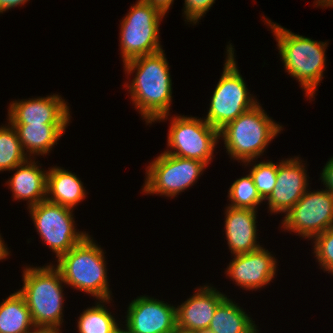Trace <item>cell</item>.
Wrapping results in <instances>:
<instances>
[{"label": "cell", "instance_id": "1", "mask_svg": "<svg viewBox=\"0 0 333 333\" xmlns=\"http://www.w3.org/2000/svg\"><path fill=\"white\" fill-rule=\"evenodd\" d=\"M124 70L127 75L137 70L131 84L127 82L125 87L146 123L167 119L172 104V79L164 50L127 61Z\"/></svg>", "mask_w": 333, "mask_h": 333}, {"label": "cell", "instance_id": "2", "mask_svg": "<svg viewBox=\"0 0 333 333\" xmlns=\"http://www.w3.org/2000/svg\"><path fill=\"white\" fill-rule=\"evenodd\" d=\"M264 20L276 37L285 71L300 82L309 99L314 98L317 86L323 79L328 44L295 34L268 18Z\"/></svg>", "mask_w": 333, "mask_h": 333}, {"label": "cell", "instance_id": "3", "mask_svg": "<svg viewBox=\"0 0 333 333\" xmlns=\"http://www.w3.org/2000/svg\"><path fill=\"white\" fill-rule=\"evenodd\" d=\"M87 235L69 252L61 255L56 268L60 271L64 285L73 286L99 300H112L107 280L104 251Z\"/></svg>", "mask_w": 333, "mask_h": 333}, {"label": "cell", "instance_id": "4", "mask_svg": "<svg viewBox=\"0 0 333 333\" xmlns=\"http://www.w3.org/2000/svg\"><path fill=\"white\" fill-rule=\"evenodd\" d=\"M23 287L18 290L29 308L35 326L60 329L63 321V287L55 265L27 267L23 270Z\"/></svg>", "mask_w": 333, "mask_h": 333}, {"label": "cell", "instance_id": "5", "mask_svg": "<svg viewBox=\"0 0 333 333\" xmlns=\"http://www.w3.org/2000/svg\"><path fill=\"white\" fill-rule=\"evenodd\" d=\"M268 116L258 103L219 130V137L223 138L231 158L249 165L263 155L272 139L283 130Z\"/></svg>", "mask_w": 333, "mask_h": 333}, {"label": "cell", "instance_id": "6", "mask_svg": "<svg viewBox=\"0 0 333 333\" xmlns=\"http://www.w3.org/2000/svg\"><path fill=\"white\" fill-rule=\"evenodd\" d=\"M226 50L227 56L221 78L210 100L207 116L203 118L217 130L259 103L248 92L244 78L237 68L234 48L230 44Z\"/></svg>", "mask_w": 333, "mask_h": 333}, {"label": "cell", "instance_id": "7", "mask_svg": "<svg viewBox=\"0 0 333 333\" xmlns=\"http://www.w3.org/2000/svg\"><path fill=\"white\" fill-rule=\"evenodd\" d=\"M121 21L120 50L123 63L162 49L159 25L163 15L145 0H137Z\"/></svg>", "mask_w": 333, "mask_h": 333}, {"label": "cell", "instance_id": "8", "mask_svg": "<svg viewBox=\"0 0 333 333\" xmlns=\"http://www.w3.org/2000/svg\"><path fill=\"white\" fill-rule=\"evenodd\" d=\"M206 167L207 165L199 160L163 152L147 166L142 191L146 194L175 197L192 186Z\"/></svg>", "mask_w": 333, "mask_h": 333}, {"label": "cell", "instance_id": "9", "mask_svg": "<svg viewBox=\"0 0 333 333\" xmlns=\"http://www.w3.org/2000/svg\"><path fill=\"white\" fill-rule=\"evenodd\" d=\"M167 145V154L188 159H195L208 165L215 146L219 142V130L209 125L202 118L176 116L171 117ZM202 119V120H201ZM172 149V150H171ZM176 150V151H175Z\"/></svg>", "mask_w": 333, "mask_h": 333}, {"label": "cell", "instance_id": "10", "mask_svg": "<svg viewBox=\"0 0 333 333\" xmlns=\"http://www.w3.org/2000/svg\"><path fill=\"white\" fill-rule=\"evenodd\" d=\"M28 209L37 232L57 259L88 235L86 232L76 231L71 208L46 199Z\"/></svg>", "mask_w": 333, "mask_h": 333}, {"label": "cell", "instance_id": "11", "mask_svg": "<svg viewBox=\"0 0 333 333\" xmlns=\"http://www.w3.org/2000/svg\"><path fill=\"white\" fill-rule=\"evenodd\" d=\"M308 190L281 223L283 229L311 240L333 227V193L326 188L313 192Z\"/></svg>", "mask_w": 333, "mask_h": 333}, {"label": "cell", "instance_id": "12", "mask_svg": "<svg viewBox=\"0 0 333 333\" xmlns=\"http://www.w3.org/2000/svg\"><path fill=\"white\" fill-rule=\"evenodd\" d=\"M125 316L133 333H171L177 327L176 307L149 296L132 300Z\"/></svg>", "mask_w": 333, "mask_h": 333}, {"label": "cell", "instance_id": "13", "mask_svg": "<svg viewBox=\"0 0 333 333\" xmlns=\"http://www.w3.org/2000/svg\"><path fill=\"white\" fill-rule=\"evenodd\" d=\"M305 169L299 157L278 163L276 184L266 199L270 213L286 214L302 198L309 185Z\"/></svg>", "mask_w": 333, "mask_h": 333}, {"label": "cell", "instance_id": "14", "mask_svg": "<svg viewBox=\"0 0 333 333\" xmlns=\"http://www.w3.org/2000/svg\"><path fill=\"white\" fill-rule=\"evenodd\" d=\"M277 259L266 248L234 255L226 274L240 288L257 290L269 284L276 273Z\"/></svg>", "mask_w": 333, "mask_h": 333}, {"label": "cell", "instance_id": "15", "mask_svg": "<svg viewBox=\"0 0 333 333\" xmlns=\"http://www.w3.org/2000/svg\"><path fill=\"white\" fill-rule=\"evenodd\" d=\"M66 103L57 94L13 101L8 120L11 124H69L71 115Z\"/></svg>", "mask_w": 333, "mask_h": 333}, {"label": "cell", "instance_id": "16", "mask_svg": "<svg viewBox=\"0 0 333 333\" xmlns=\"http://www.w3.org/2000/svg\"><path fill=\"white\" fill-rule=\"evenodd\" d=\"M195 292L176 307L177 327L181 329L200 331L209 328L217 306L227 297L216 288L206 285Z\"/></svg>", "mask_w": 333, "mask_h": 333}, {"label": "cell", "instance_id": "17", "mask_svg": "<svg viewBox=\"0 0 333 333\" xmlns=\"http://www.w3.org/2000/svg\"><path fill=\"white\" fill-rule=\"evenodd\" d=\"M252 209L227 206L225 211V235L233 255L249 253L261 248L257 244L256 213Z\"/></svg>", "mask_w": 333, "mask_h": 333}, {"label": "cell", "instance_id": "18", "mask_svg": "<svg viewBox=\"0 0 333 333\" xmlns=\"http://www.w3.org/2000/svg\"><path fill=\"white\" fill-rule=\"evenodd\" d=\"M40 167L34 159L28 158L13 169L16 172L7 181L14 200H28V208L46 200L47 171Z\"/></svg>", "mask_w": 333, "mask_h": 333}, {"label": "cell", "instance_id": "19", "mask_svg": "<svg viewBox=\"0 0 333 333\" xmlns=\"http://www.w3.org/2000/svg\"><path fill=\"white\" fill-rule=\"evenodd\" d=\"M47 171V196L50 202L74 209L84 198L86 190L82 181L62 167H51Z\"/></svg>", "mask_w": 333, "mask_h": 333}, {"label": "cell", "instance_id": "20", "mask_svg": "<svg viewBox=\"0 0 333 333\" xmlns=\"http://www.w3.org/2000/svg\"><path fill=\"white\" fill-rule=\"evenodd\" d=\"M27 156L46 155L64 134L68 124H12ZM26 150V151H25ZM28 152V153H27ZM33 154V155H32Z\"/></svg>", "mask_w": 333, "mask_h": 333}, {"label": "cell", "instance_id": "21", "mask_svg": "<svg viewBox=\"0 0 333 333\" xmlns=\"http://www.w3.org/2000/svg\"><path fill=\"white\" fill-rule=\"evenodd\" d=\"M209 328L214 333H258L255 321L229 298L216 308Z\"/></svg>", "mask_w": 333, "mask_h": 333}, {"label": "cell", "instance_id": "22", "mask_svg": "<svg viewBox=\"0 0 333 333\" xmlns=\"http://www.w3.org/2000/svg\"><path fill=\"white\" fill-rule=\"evenodd\" d=\"M35 325L24 298L18 291L0 304V333H26Z\"/></svg>", "mask_w": 333, "mask_h": 333}, {"label": "cell", "instance_id": "23", "mask_svg": "<svg viewBox=\"0 0 333 333\" xmlns=\"http://www.w3.org/2000/svg\"><path fill=\"white\" fill-rule=\"evenodd\" d=\"M95 306L87 308L82 312L78 319L79 333H115L119 327L111 312L108 311L103 303H109L110 300H99ZM102 303V304H101Z\"/></svg>", "mask_w": 333, "mask_h": 333}, {"label": "cell", "instance_id": "24", "mask_svg": "<svg viewBox=\"0 0 333 333\" xmlns=\"http://www.w3.org/2000/svg\"><path fill=\"white\" fill-rule=\"evenodd\" d=\"M27 159L14 126L8 122L0 127V171H13Z\"/></svg>", "mask_w": 333, "mask_h": 333}, {"label": "cell", "instance_id": "25", "mask_svg": "<svg viewBox=\"0 0 333 333\" xmlns=\"http://www.w3.org/2000/svg\"><path fill=\"white\" fill-rule=\"evenodd\" d=\"M229 204L233 208L252 209L257 211V206L264 200L261 198L250 173L235 180L228 191Z\"/></svg>", "mask_w": 333, "mask_h": 333}, {"label": "cell", "instance_id": "26", "mask_svg": "<svg viewBox=\"0 0 333 333\" xmlns=\"http://www.w3.org/2000/svg\"><path fill=\"white\" fill-rule=\"evenodd\" d=\"M277 172L278 164L269 160L268 162L262 161L257 164L255 163L249 172L258 193L264 201L270 196L275 187Z\"/></svg>", "mask_w": 333, "mask_h": 333}, {"label": "cell", "instance_id": "27", "mask_svg": "<svg viewBox=\"0 0 333 333\" xmlns=\"http://www.w3.org/2000/svg\"><path fill=\"white\" fill-rule=\"evenodd\" d=\"M314 240V255L324 271H329L333 268V227H330L323 233L313 238Z\"/></svg>", "mask_w": 333, "mask_h": 333}, {"label": "cell", "instance_id": "28", "mask_svg": "<svg viewBox=\"0 0 333 333\" xmlns=\"http://www.w3.org/2000/svg\"><path fill=\"white\" fill-rule=\"evenodd\" d=\"M184 15L187 22L196 24L215 3V0H184Z\"/></svg>", "mask_w": 333, "mask_h": 333}, {"label": "cell", "instance_id": "29", "mask_svg": "<svg viewBox=\"0 0 333 333\" xmlns=\"http://www.w3.org/2000/svg\"><path fill=\"white\" fill-rule=\"evenodd\" d=\"M320 180L326 189L333 193V157L324 166Z\"/></svg>", "mask_w": 333, "mask_h": 333}, {"label": "cell", "instance_id": "30", "mask_svg": "<svg viewBox=\"0 0 333 333\" xmlns=\"http://www.w3.org/2000/svg\"><path fill=\"white\" fill-rule=\"evenodd\" d=\"M149 2L154 8L158 9L163 15H165L171 5L173 4L174 0H145Z\"/></svg>", "mask_w": 333, "mask_h": 333}, {"label": "cell", "instance_id": "31", "mask_svg": "<svg viewBox=\"0 0 333 333\" xmlns=\"http://www.w3.org/2000/svg\"><path fill=\"white\" fill-rule=\"evenodd\" d=\"M29 0H0V13H3L14 7L24 5Z\"/></svg>", "mask_w": 333, "mask_h": 333}, {"label": "cell", "instance_id": "32", "mask_svg": "<svg viewBox=\"0 0 333 333\" xmlns=\"http://www.w3.org/2000/svg\"><path fill=\"white\" fill-rule=\"evenodd\" d=\"M61 331L53 327L34 326L26 333H60Z\"/></svg>", "mask_w": 333, "mask_h": 333}, {"label": "cell", "instance_id": "33", "mask_svg": "<svg viewBox=\"0 0 333 333\" xmlns=\"http://www.w3.org/2000/svg\"><path fill=\"white\" fill-rule=\"evenodd\" d=\"M3 238L1 237L0 234V260L6 259L8 257L9 253V249L5 246L6 244L4 243V240H2Z\"/></svg>", "mask_w": 333, "mask_h": 333}, {"label": "cell", "instance_id": "34", "mask_svg": "<svg viewBox=\"0 0 333 333\" xmlns=\"http://www.w3.org/2000/svg\"><path fill=\"white\" fill-rule=\"evenodd\" d=\"M316 6H322L323 7H333V0H317L315 1Z\"/></svg>", "mask_w": 333, "mask_h": 333}, {"label": "cell", "instance_id": "35", "mask_svg": "<svg viewBox=\"0 0 333 333\" xmlns=\"http://www.w3.org/2000/svg\"><path fill=\"white\" fill-rule=\"evenodd\" d=\"M171 333H198V331H190L176 327Z\"/></svg>", "mask_w": 333, "mask_h": 333}, {"label": "cell", "instance_id": "36", "mask_svg": "<svg viewBox=\"0 0 333 333\" xmlns=\"http://www.w3.org/2000/svg\"><path fill=\"white\" fill-rule=\"evenodd\" d=\"M126 329V330H125ZM125 329H122L121 327L119 328H117L116 330H115V333H133V332H131L127 327H125Z\"/></svg>", "mask_w": 333, "mask_h": 333}, {"label": "cell", "instance_id": "37", "mask_svg": "<svg viewBox=\"0 0 333 333\" xmlns=\"http://www.w3.org/2000/svg\"><path fill=\"white\" fill-rule=\"evenodd\" d=\"M198 333H214V332L210 328H205L198 331Z\"/></svg>", "mask_w": 333, "mask_h": 333}]
</instances>
